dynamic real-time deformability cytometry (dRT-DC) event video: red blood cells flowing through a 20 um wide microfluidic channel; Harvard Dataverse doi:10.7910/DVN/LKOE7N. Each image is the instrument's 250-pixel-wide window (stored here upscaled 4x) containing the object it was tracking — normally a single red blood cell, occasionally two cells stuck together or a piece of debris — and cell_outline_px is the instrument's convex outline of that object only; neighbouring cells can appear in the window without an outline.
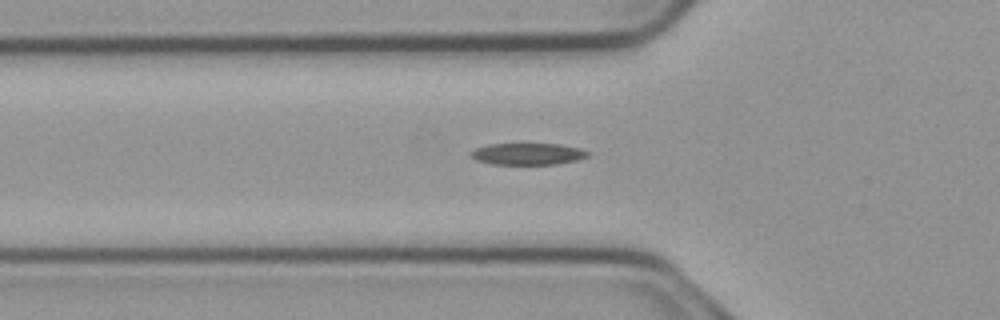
{"species": "common noctule bat (a hibernating species)", "species_latin": "Nyctalus noctula", "temperature_condition": "cold", "stored_images_in_passage": 37, "camera_frame_rate_fps": 3000, "um_per_image_px": 0.085, "animal": {"sex": "male", "body_mass_g": 23.1, "forearm_length_mm": 52.7}, "frame": {"image": 1, "passage_image": 8, "time_ms": 2.333, "image_size_px": [1000, 320], "cell_outline_px": [[588, 156], [576, 160], [556, 164], [492, 164], [476, 160], [472, 156], [472, 152], [476, 148], [488, 144], [560, 144], [580, 148], [588, 152]], "centroid_in_image_um": [44.87, 13.08], "position_along_channel_um": 80.9, "area_um2": 14.57}}
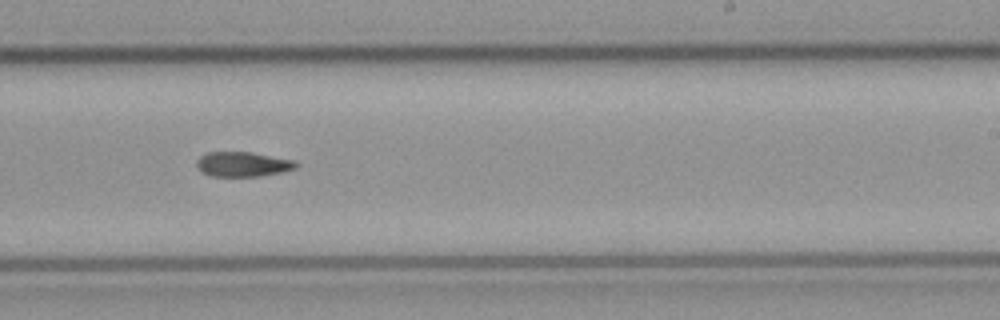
{"frame": {"image": 2, "passage_image": 23, "time_ms": 7.333, "image_size_px": [1000, 320], "cell_outline_px": [[300, 164], [296, 168], [280, 172], [260, 176], [212, 176], [204, 172], [196, 164], [196, 160], [200, 156], [208, 152], [252, 152], [292, 160]], "centroid_in_image_um": [20.65, 13.95], "position_along_channel_um": 268.4, "area_um2": 14.16}}
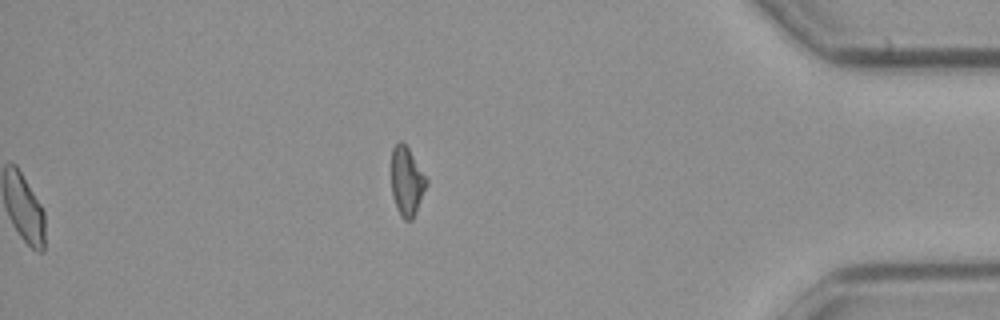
{"frame": {"image": 3, "passage_image": 37, "time_ms": 12.0, "image_size_px": [1000, 320], "cell_outline_px": [[428, 184], [416, 212], [412, 220], [404, 220], [400, 216], [392, 196], [392, 148], [400, 140], [408, 148], [428, 180]], "centroid_in_image_um": [34.58, 15.44], "position_along_channel_um": 400.6, "area_um2": 13.99}, "authors_computed_cell_mechanics": {"area_um2": 14.9124, "velocity_mm_per_s": 3.727, "shape_relaxation_time_tau1_ms": 9.9821, "shape_relaxation_time_tau2_ms": null, "deformation_change_tau1": 0.2129, "deformation_change_tau2": null}}